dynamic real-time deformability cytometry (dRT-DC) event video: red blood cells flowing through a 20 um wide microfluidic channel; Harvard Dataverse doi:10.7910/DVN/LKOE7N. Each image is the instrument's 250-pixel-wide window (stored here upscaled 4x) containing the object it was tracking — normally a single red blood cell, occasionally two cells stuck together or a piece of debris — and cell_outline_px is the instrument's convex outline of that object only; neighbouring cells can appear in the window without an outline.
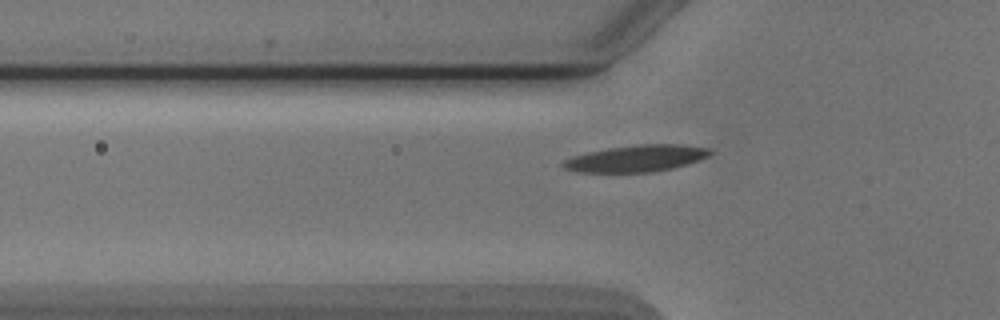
{"species": "Egyptian fruit bat (a non-hibernating species)", "species_latin": "Rousettus aegyptiacus", "temperature_condition": "cold", "stored_images_in_passage": 4, "segment_of_instrument_passage": [2, 2], "camera_frame_rate_fps": 3000, "um_per_image_px": 0.085, "animal": {"sex": "male"}, "frame": {"image": 1, "passage_image": 4, "time_ms": 3.667, "image_size_px": [1000, 320], "cell_outline_px": [[712, 152], [708, 156], [700, 160], [688, 164], [672, 168], [652, 172], [576, 172], [564, 168], [560, 164], [564, 160], [572, 156], [588, 152], [608, 148], [640, 144], [684, 144], [708, 148]], "centroid_in_image_um": [54.08, 13.46], "position_along_channel_um": 71.7, "area_um2": 22.89}}